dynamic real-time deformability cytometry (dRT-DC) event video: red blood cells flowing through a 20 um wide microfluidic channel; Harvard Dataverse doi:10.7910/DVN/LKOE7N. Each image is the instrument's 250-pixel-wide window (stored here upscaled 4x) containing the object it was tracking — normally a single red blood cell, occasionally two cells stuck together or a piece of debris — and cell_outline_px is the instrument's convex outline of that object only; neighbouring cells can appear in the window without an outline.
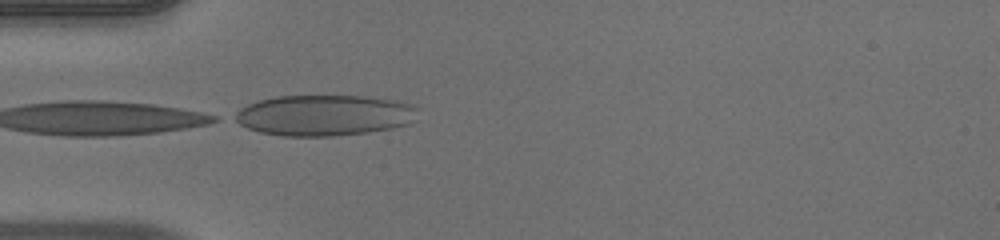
{"species": "human", "species_latin": "Homo sapiens", "temperature_condition": "warm", "stored_images_in_passage": 22, "camera_frame_rate_fps": 3000, "um_per_image_px": 0.085, "donor": {"sex": "male"}, "frame": {"image": 1, "passage_image": 1, "time_ms": 0.0, "image_size_px": [1000, 240], "cell_outline_px": [[416, 108], [408, 124], [392, 128], [368, 132], [332, 136], [284, 136], [260, 132], [248, 128], [232, 120], [228, 116], [240, 108], [248, 104], [260, 100], [276, 96], [364, 96], [396, 100], [408, 104]], "centroid_in_image_um": [27.44, 9.8], "position_along_channel_um": 57.6, "area_um2": 43.41}}